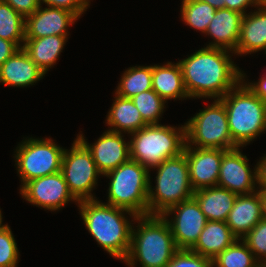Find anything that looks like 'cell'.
<instances>
[{"label":"cell","mask_w":266,"mask_h":267,"mask_svg":"<svg viewBox=\"0 0 266 267\" xmlns=\"http://www.w3.org/2000/svg\"><path fill=\"white\" fill-rule=\"evenodd\" d=\"M229 52L204 47L179 60L189 98L221 99L242 80V71L230 59Z\"/></svg>","instance_id":"obj_1"},{"label":"cell","mask_w":266,"mask_h":267,"mask_svg":"<svg viewBox=\"0 0 266 267\" xmlns=\"http://www.w3.org/2000/svg\"><path fill=\"white\" fill-rule=\"evenodd\" d=\"M82 220L89 233L109 255L125 260L131 244L132 227L137 215L127 209L115 207L99 200L79 201ZM134 218L129 222L124 216Z\"/></svg>","instance_id":"obj_2"},{"label":"cell","mask_w":266,"mask_h":267,"mask_svg":"<svg viewBox=\"0 0 266 267\" xmlns=\"http://www.w3.org/2000/svg\"><path fill=\"white\" fill-rule=\"evenodd\" d=\"M138 225L132 227L129 253L124 262L135 267H166L179 250L175 244L167 218L163 215H140Z\"/></svg>","instance_id":"obj_3"},{"label":"cell","mask_w":266,"mask_h":267,"mask_svg":"<svg viewBox=\"0 0 266 267\" xmlns=\"http://www.w3.org/2000/svg\"><path fill=\"white\" fill-rule=\"evenodd\" d=\"M242 80L220 100L224 103L233 143L244 147L266 131V103ZM244 145V146H243Z\"/></svg>","instance_id":"obj_4"},{"label":"cell","mask_w":266,"mask_h":267,"mask_svg":"<svg viewBox=\"0 0 266 267\" xmlns=\"http://www.w3.org/2000/svg\"><path fill=\"white\" fill-rule=\"evenodd\" d=\"M157 169L156 186L149 180L148 214L163 215L169 208L193 197L189 167L184 152L164 160ZM154 190V191H153Z\"/></svg>","instance_id":"obj_5"},{"label":"cell","mask_w":266,"mask_h":267,"mask_svg":"<svg viewBox=\"0 0 266 267\" xmlns=\"http://www.w3.org/2000/svg\"><path fill=\"white\" fill-rule=\"evenodd\" d=\"M130 136V159L149 170L166 159L180 155L186 145L185 125L177 128L151 124L131 133Z\"/></svg>","instance_id":"obj_6"},{"label":"cell","mask_w":266,"mask_h":267,"mask_svg":"<svg viewBox=\"0 0 266 267\" xmlns=\"http://www.w3.org/2000/svg\"><path fill=\"white\" fill-rule=\"evenodd\" d=\"M103 176L111 180L106 204L127 209L137 216L148 215V168L129 159Z\"/></svg>","instance_id":"obj_7"},{"label":"cell","mask_w":266,"mask_h":267,"mask_svg":"<svg viewBox=\"0 0 266 267\" xmlns=\"http://www.w3.org/2000/svg\"><path fill=\"white\" fill-rule=\"evenodd\" d=\"M213 100L211 105L184 124L186 146L222 150L237 148L231 137L224 103L220 99Z\"/></svg>","instance_id":"obj_8"},{"label":"cell","mask_w":266,"mask_h":267,"mask_svg":"<svg viewBox=\"0 0 266 267\" xmlns=\"http://www.w3.org/2000/svg\"><path fill=\"white\" fill-rule=\"evenodd\" d=\"M15 152V164L22 182L20 189L28 181L61 171L64 148L51 138H26Z\"/></svg>","instance_id":"obj_9"},{"label":"cell","mask_w":266,"mask_h":267,"mask_svg":"<svg viewBox=\"0 0 266 267\" xmlns=\"http://www.w3.org/2000/svg\"><path fill=\"white\" fill-rule=\"evenodd\" d=\"M61 172L73 197L79 202L95 200L91 193L96 188L97 178L102 175L86 146L76 138L71 149H64Z\"/></svg>","instance_id":"obj_10"},{"label":"cell","mask_w":266,"mask_h":267,"mask_svg":"<svg viewBox=\"0 0 266 267\" xmlns=\"http://www.w3.org/2000/svg\"><path fill=\"white\" fill-rule=\"evenodd\" d=\"M167 219L178 249H191L198 241L204 229L207 218L194 197L169 208L163 216Z\"/></svg>","instance_id":"obj_11"},{"label":"cell","mask_w":266,"mask_h":267,"mask_svg":"<svg viewBox=\"0 0 266 267\" xmlns=\"http://www.w3.org/2000/svg\"><path fill=\"white\" fill-rule=\"evenodd\" d=\"M20 194L29 203L50 211H59L70 201L78 203L61 171L28 181L20 189Z\"/></svg>","instance_id":"obj_12"},{"label":"cell","mask_w":266,"mask_h":267,"mask_svg":"<svg viewBox=\"0 0 266 267\" xmlns=\"http://www.w3.org/2000/svg\"><path fill=\"white\" fill-rule=\"evenodd\" d=\"M217 186L237 195H248L258 191L257 166L255 165L253 171L250 169L248 158L242 154L240 147L227 150L222 155Z\"/></svg>","instance_id":"obj_13"},{"label":"cell","mask_w":266,"mask_h":267,"mask_svg":"<svg viewBox=\"0 0 266 267\" xmlns=\"http://www.w3.org/2000/svg\"><path fill=\"white\" fill-rule=\"evenodd\" d=\"M122 134L107 130L92 145H89L83 134L77 135L90 151L102 176L130 159V141L125 142Z\"/></svg>","instance_id":"obj_14"},{"label":"cell","mask_w":266,"mask_h":267,"mask_svg":"<svg viewBox=\"0 0 266 267\" xmlns=\"http://www.w3.org/2000/svg\"><path fill=\"white\" fill-rule=\"evenodd\" d=\"M227 150L184 147L189 167L190 184L194 191L217 186L222 155Z\"/></svg>","instance_id":"obj_15"},{"label":"cell","mask_w":266,"mask_h":267,"mask_svg":"<svg viewBox=\"0 0 266 267\" xmlns=\"http://www.w3.org/2000/svg\"><path fill=\"white\" fill-rule=\"evenodd\" d=\"M79 19L74 13L41 5L25 19V38H43L51 35L68 36V27Z\"/></svg>","instance_id":"obj_16"},{"label":"cell","mask_w":266,"mask_h":267,"mask_svg":"<svg viewBox=\"0 0 266 267\" xmlns=\"http://www.w3.org/2000/svg\"><path fill=\"white\" fill-rule=\"evenodd\" d=\"M242 18L243 14L239 12L217 9L205 33L213 38L214 42H210L206 47L225 49L235 54Z\"/></svg>","instance_id":"obj_17"},{"label":"cell","mask_w":266,"mask_h":267,"mask_svg":"<svg viewBox=\"0 0 266 267\" xmlns=\"http://www.w3.org/2000/svg\"><path fill=\"white\" fill-rule=\"evenodd\" d=\"M262 219L260 190L248 195H238L230 210L226 224L238 238H243Z\"/></svg>","instance_id":"obj_18"},{"label":"cell","mask_w":266,"mask_h":267,"mask_svg":"<svg viewBox=\"0 0 266 267\" xmlns=\"http://www.w3.org/2000/svg\"><path fill=\"white\" fill-rule=\"evenodd\" d=\"M45 73L20 48L0 66V83L5 86L27 87L41 80Z\"/></svg>","instance_id":"obj_19"},{"label":"cell","mask_w":266,"mask_h":267,"mask_svg":"<svg viewBox=\"0 0 266 267\" xmlns=\"http://www.w3.org/2000/svg\"><path fill=\"white\" fill-rule=\"evenodd\" d=\"M258 11L243 15L236 55L251 54L261 50L266 53V4L262 2Z\"/></svg>","instance_id":"obj_20"},{"label":"cell","mask_w":266,"mask_h":267,"mask_svg":"<svg viewBox=\"0 0 266 267\" xmlns=\"http://www.w3.org/2000/svg\"><path fill=\"white\" fill-rule=\"evenodd\" d=\"M237 239L226 222L207 221L198 241L190 250L213 260Z\"/></svg>","instance_id":"obj_21"},{"label":"cell","mask_w":266,"mask_h":267,"mask_svg":"<svg viewBox=\"0 0 266 267\" xmlns=\"http://www.w3.org/2000/svg\"><path fill=\"white\" fill-rule=\"evenodd\" d=\"M238 195L218 186L194 191L193 197L208 221L226 222Z\"/></svg>","instance_id":"obj_22"},{"label":"cell","mask_w":266,"mask_h":267,"mask_svg":"<svg viewBox=\"0 0 266 267\" xmlns=\"http://www.w3.org/2000/svg\"><path fill=\"white\" fill-rule=\"evenodd\" d=\"M152 89L165 101L189 98L178 62L152 65Z\"/></svg>","instance_id":"obj_23"},{"label":"cell","mask_w":266,"mask_h":267,"mask_svg":"<svg viewBox=\"0 0 266 267\" xmlns=\"http://www.w3.org/2000/svg\"><path fill=\"white\" fill-rule=\"evenodd\" d=\"M67 36L51 35L43 38H25L23 49L30 59L46 74L59 59Z\"/></svg>","instance_id":"obj_24"},{"label":"cell","mask_w":266,"mask_h":267,"mask_svg":"<svg viewBox=\"0 0 266 267\" xmlns=\"http://www.w3.org/2000/svg\"><path fill=\"white\" fill-rule=\"evenodd\" d=\"M114 98L106 119V124L110 127L109 131L131 134L148 125L131 98H124L117 94Z\"/></svg>","instance_id":"obj_25"},{"label":"cell","mask_w":266,"mask_h":267,"mask_svg":"<svg viewBox=\"0 0 266 267\" xmlns=\"http://www.w3.org/2000/svg\"><path fill=\"white\" fill-rule=\"evenodd\" d=\"M150 89H152V65L134 66L123 73L115 94L132 98Z\"/></svg>","instance_id":"obj_26"},{"label":"cell","mask_w":266,"mask_h":267,"mask_svg":"<svg viewBox=\"0 0 266 267\" xmlns=\"http://www.w3.org/2000/svg\"><path fill=\"white\" fill-rule=\"evenodd\" d=\"M0 37L23 48L25 41V18L8 3L0 0Z\"/></svg>","instance_id":"obj_27"},{"label":"cell","mask_w":266,"mask_h":267,"mask_svg":"<svg viewBox=\"0 0 266 267\" xmlns=\"http://www.w3.org/2000/svg\"><path fill=\"white\" fill-rule=\"evenodd\" d=\"M212 267H262V265L247 245L237 239L212 260Z\"/></svg>","instance_id":"obj_28"},{"label":"cell","mask_w":266,"mask_h":267,"mask_svg":"<svg viewBox=\"0 0 266 267\" xmlns=\"http://www.w3.org/2000/svg\"><path fill=\"white\" fill-rule=\"evenodd\" d=\"M180 11L185 24L205 34L216 9L200 0H182Z\"/></svg>","instance_id":"obj_29"},{"label":"cell","mask_w":266,"mask_h":267,"mask_svg":"<svg viewBox=\"0 0 266 267\" xmlns=\"http://www.w3.org/2000/svg\"><path fill=\"white\" fill-rule=\"evenodd\" d=\"M139 110L142 119L148 124H159L166 101L161 98L153 89L144 91L131 98Z\"/></svg>","instance_id":"obj_30"},{"label":"cell","mask_w":266,"mask_h":267,"mask_svg":"<svg viewBox=\"0 0 266 267\" xmlns=\"http://www.w3.org/2000/svg\"><path fill=\"white\" fill-rule=\"evenodd\" d=\"M263 266L266 263V220L261 219L254 228L241 238Z\"/></svg>","instance_id":"obj_31"},{"label":"cell","mask_w":266,"mask_h":267,"mask_svg":"<svg viewBox=\"0 0 266 267\" xmlns=\"http://www.w3.org/2000/svg\"><path fill=\"white\" fill-rule=\"evenodd\" d=\"M19 255L14 235L8 224H5L0 229V267H17Z\"/></svg>","instance_id":"obj_32"},{"label":"cell","mask_w":266,"mask_h":267,"mask_svg":"<svg viewBox=\"0 0 266 267\" xmlns=\"http://www.w3.org/2000/svg\"><path fill=\"white\" fill-rule=\"evenodd\" d=\"M166 267H212V259L190 249H179Z\"/></svg>","instance_id":"obj_33"},{"label":"cell","mask_w":266,"mask_h":267,"mask_svg":"<svg viewBox=\"0 0 266 267\" xmlns=\"http://www.w3.org/2000/svg\"><path fill=\"white\" fill-rule=\"evenodd\" d=\"M39 4L45 3L48 7L61 8L74 13L78 18L90 6V0H38Z\"/></svg>","instance_id":"obj_34"},{"label":"cell","mask_w":266,"mask_h":267,"mask_svg":"<svg viewBox=\"0 0 266 267\" xmlns=\"http://www.w3.org/2000/svg\"><path fill=\"white\" fill-rule=\"evenodd\" d=\"M8 3L23 18L33 14L40 6L38 0H1Z\"/></svg>","instance_id":"obj_35"},{"label":"cell","mask_w":266,"mask_h":267,"mask_svg":"<svg viewBox=\"0 0 266 267\" xmlns=\"http://www.w3.org/2000/svg\"><path fill=\"white\" fill-rule=\"evenodd\" d=\"M261 3L260 0H225V9L233 10L245 15L247 7H250L251 5L252 7H257Z\"/></svg>","instance_id":"obj_36"},{"label":"cell","mask_w":266,"mask_h":267,"mask_svg":"<svg viewBox=\"0 0 266 267\" xmlns=\"http://www.w3.org/2000/svg\"><path fill=\"white\" fill-rule=\"evenodd\" d=\"M18 49L20 48L14 42L4 40L0 37V66Z\"/></svg>","instance_id":"obj_37"},{"label":"cell","mask_w":266,"mask_h":267,"mask_svg":"<svg viewBox=\"0 0 266 267\" xmlns=\"http://www.w3.org/2000/svg\"><path fill=\"white\" fill-rule=\"evenodd\" d=\"M248 88L266 103V75L261 77L257 83H245Z\"/></svg>","instance_id":"obj_38"},{"label":"cell","mask_w":266,"mask_h":267,"mask_svg":"<svg viewBox=\"0 0 266 267\" xmlns=\"http://www.w3.org/2000/svg\"><path fill=\"white\" fill-rule=\"evenodd\" d=\"M257 165V188L266 190V154L259 160Z\"/></svg>","instance_id":"obj_39"},{"label":"cell","mask_w":266,"mask_h":267,"mask_svg":"<svg viewBox=\"0 0 266 267\" xmlns=\"http://www.w3.org/2000/svg\"><path fill=\"white\" fill-rule=\"evenodd\" d=\"M200 1L210 4L216 10L225 8V0H200Z\"/></svg>","instance_id":"obj_40"},{"label":"cell","mask_w":266,"mask_h":267,"mask_svg":"<svg viewBox=\"0 0 266 267\" xmlns=\"http://www.w3.org/2000/svg\"><path fill=\"white\" fill-rule=\"evenodd\" d=\"M262 200V219L266 220V190H260Z\"/></svg>","instance_id":"obj_41"},{"label":"cell","mask_w":266,"mask_h":267,"mask_svg":"<svg viewBox=\"0 0 266 267\" xmlns=\"http://www.w3.org/2000/svg\"><path fill=\"white\" fill-rule=\"evenodd\" d=\"M2 212H1V210H0V229L3 227V226H5V224L3 225L2 224Z\"/></svg>","instance_id":"obj_42"}]
</instances>
